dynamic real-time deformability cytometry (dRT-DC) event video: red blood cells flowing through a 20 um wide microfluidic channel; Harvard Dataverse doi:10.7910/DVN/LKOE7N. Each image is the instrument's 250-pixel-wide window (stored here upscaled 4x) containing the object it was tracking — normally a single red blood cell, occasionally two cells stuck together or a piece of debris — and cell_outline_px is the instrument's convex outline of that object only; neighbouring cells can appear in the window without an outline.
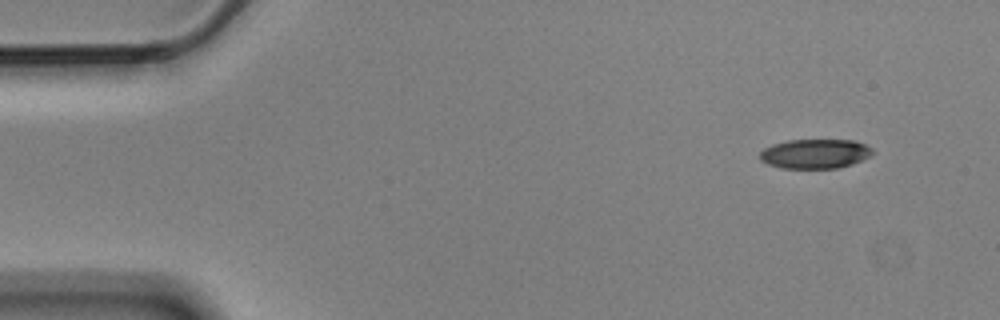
{"species": "Egyptian fruit bat (a non-hibernating species)", "species_latin": "Rousettus aegyptiacus", "temperature_condition": "cold", "stored_images_in_passage": 4, "camera_frame_rate_fps": 3000, "um_per_image_px": 0.085, "animal": {"sex": "male"}, "frame": {"image": 1, "passage_image": 1, "time_ms": 0.0, "image_size_px": [1000, 320], "cell_outline_px": [[872, 152], [868, 156], [852, 164], [836, 168], [784, 168], [768, 164], [760, 160], [760, 152], [764, 148], [772, 144], [788, 140], [852, 140], [864, 144], [872, 148]], "centroid_in_image_um": [69.24, 13.06], "position_along_channel_um": 15.8, "area_um2": 19.13}}